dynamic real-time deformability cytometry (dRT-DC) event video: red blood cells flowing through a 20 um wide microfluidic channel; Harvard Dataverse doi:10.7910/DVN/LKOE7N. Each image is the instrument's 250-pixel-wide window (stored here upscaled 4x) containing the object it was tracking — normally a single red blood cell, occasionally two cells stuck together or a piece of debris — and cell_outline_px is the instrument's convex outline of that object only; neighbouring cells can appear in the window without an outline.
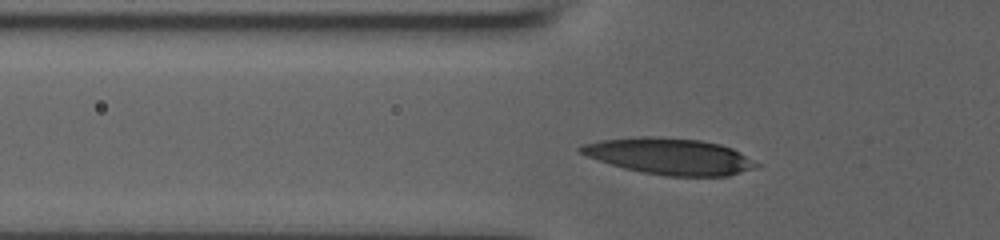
{"species": "human", "species_latin": "Homo sapiens", "temperature_condition": "room temperature", "stored_images_in_passage": 32, "camera_frame_rate_fps": 3000, "um_per_image_px": 0.085, "donor": {"sex": "male"}, "frame": {"image": 1, "passage_image": 3, "time_ms": 0.667, "image_size_px": [1000, 240], "cell_outline_px": [[760, 164], [756, 168], [728, 176], [664, 176], [624, 168], [588, 156], [580, 152], [576, 148], [580, 144], [600, 140], [640, 136], [652, 136], [700, 140], [720, 144], [732, 148], [740, 152]], "centroid_in_image_um": [56.93, 13.28], "position_along_channel_um": 68.9, "area_um2": 37.11}}
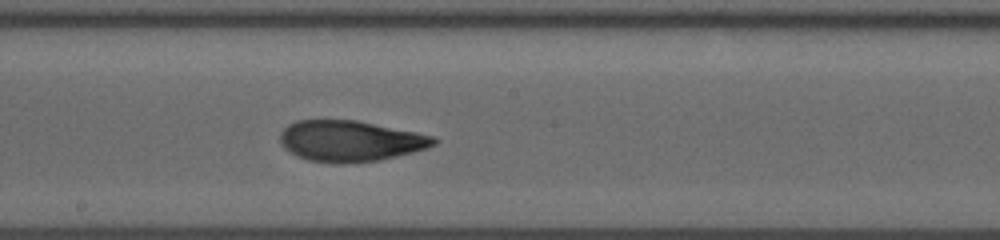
{"frame": {"image": 2, "passage_image": 15, "time_ms": 4.667, "image_size_px": [1000, 240], "cell_outline_px": [[440, 140], [436, 144], [428, 148], [380, 160], [340, 164], [336, 164], [308, 160], [296, 156], [284, 148], [280, 140], [280, 132], [288, 124], [296, 120], [356, 120], [436, 136]], "centroid_in_image_um": [29.78, 11.99], "position_along_channel_um": 218.4, "area_um2": 36.88}}
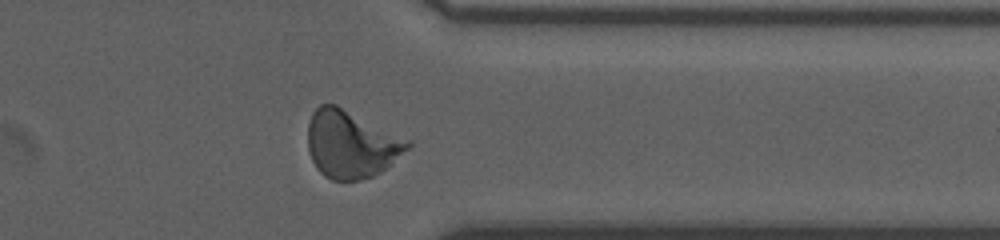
{"frame": {"image": 3, "passage_image": 28, "time_ms": 9.0, "image_size_px": [1000, 240], "cell_outline_px": [[412, 144], [408, 148], [380, 172], [372, 176], [356, 180], [332, 180], [324, 176], [316, 168], [308, 152], [308, 124], [312, 112], [320, 104], [336, 104], [412, 140]], "centroid_in_image_um": [29.82, 12.24], "position_along_channel_um": 381.6, "area_um2": 39.25}, "authors_computed_cell_mechanics": {"area_um2": 37.0209, "velocity_mm_per_s": 3.8299, "shape_relaxation_time_tau1_ms": 7.043, "shape_relaxation_time_tau2_ms": 1.9147, "deformation_change_tau1": 0.2374, "deformation_change_tau2": 0.0855}}